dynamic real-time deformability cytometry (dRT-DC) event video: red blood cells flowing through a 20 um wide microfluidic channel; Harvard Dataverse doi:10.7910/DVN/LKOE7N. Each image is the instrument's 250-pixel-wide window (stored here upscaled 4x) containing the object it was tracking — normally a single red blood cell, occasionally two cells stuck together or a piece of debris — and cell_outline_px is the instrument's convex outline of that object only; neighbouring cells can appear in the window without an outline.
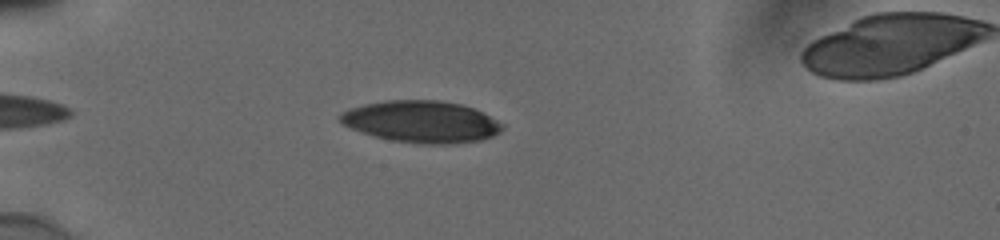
{"species": "human", "species_latin": "Homo sapiens", "temperature_condition": "cold", "stored_images_in_passage": 44, "camera_frame_rate_fps": 3000, "um_per_image_px": 0.085, "donor": {"sex": "male"}, "frame": {"image": 1, "passage_image": 6, "time_ms": 1.667, "image_size_px": [1000, 240], "cell_outline_px": [[504, 128], [500, 132], [492, 136], [480, 140], [448, 144], [424, 144], [392, 140], [376, 136], [352, 128], [344, 124], [336, 116], [340, 112], [364, 104], [388, 100], [436, 100], [460, 104], [472, 108], [504, 124]], "centroid_in_image_um": [35.82, 10.34], "position_along_channel_um": 49.2, "area_um2": 39.07}}
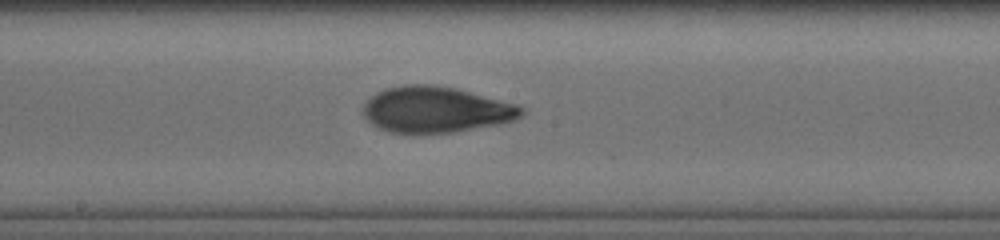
{"frame": {"image": 2, "passage_image": 21, "time_ms": 6.667, "image_size_px": [1000, 240], "cell_outline_px": [[524, 112], [520, 116], [512, 120], [496, 124], [452, 132], [388, 132], [376, 128], [364, 116], [364, 104], [376, 92], [388, 88], [404, 84], [432, 84], [456, 88], [516, 104], [524, 108]], "centroid_in_image_um": [37.02, 9.3], "position_along_channel_um": 211.2, "area_um2": 41.91}}
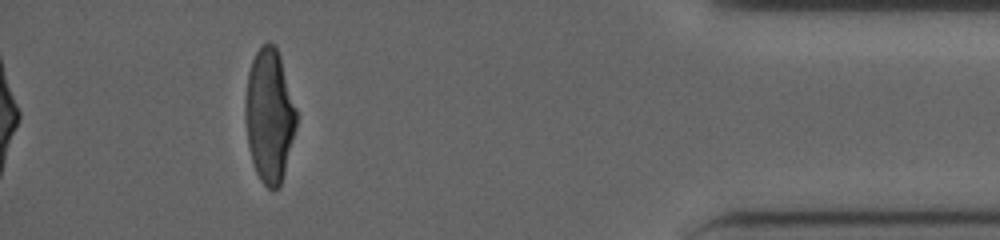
{"frame": {"image": 3, "passage_image": 40, "time_ms": 13.0, "image_size_px": [1000, 240], "cell_outline_px": [[300, 116], [284, 172], [280, 184], [276, 188], [268, 188], [260, 180], [256, 172], [248, 148], [244, 116], [244, 104], [248, 72], [252, 60], [256, 52], [268, 40], [276, 48], [280, 56], [300, 112]], "centroid_in_image_um": [22.92, 9.79], "position_along_channel_um": 412.3, "area_um2": 40.58}, "authors_computed_cell_mechanics": {"area_um2": 41.038, "velocity_mm_per_s": 3.8727, "shape_relaxation_time_tau1_ms": 4.8232, "shape_relaxation_time_tau2_ms": 1.4385, "deformation_change_tau1": 0.1922, "deformation_change_tau2": 0.0701}}